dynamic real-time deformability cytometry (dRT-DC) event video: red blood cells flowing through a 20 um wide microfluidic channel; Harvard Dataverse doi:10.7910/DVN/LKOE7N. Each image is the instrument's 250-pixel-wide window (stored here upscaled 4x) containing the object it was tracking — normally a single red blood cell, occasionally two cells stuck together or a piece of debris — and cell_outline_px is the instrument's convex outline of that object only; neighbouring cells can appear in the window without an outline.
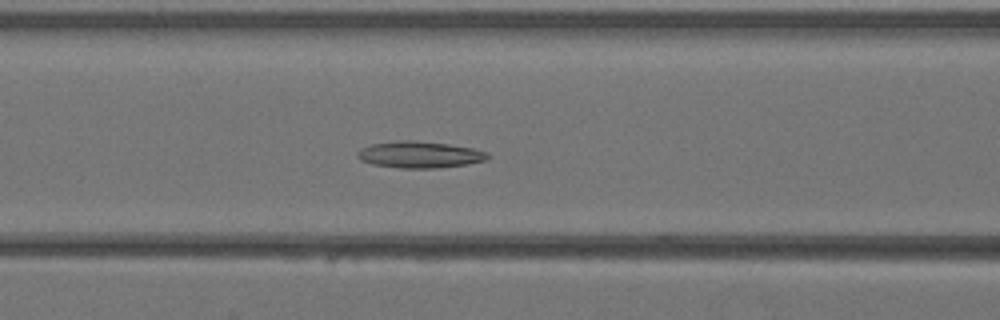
{"species": "Egyptian fruit bat (a non-hibernating species)", "species_latin": "Rousettus aegyptiacus", "temperature_condition": "warm", "stored_images_in_passage": 41, "camera_frame_rate_fps": 3000, "um_per_image_px": 0.085, "animal": {"sex": "female"}, "frame": {"image": 1, "passage_image": 17, "time_ms": 5.333, "image_size_px": [1000, 320], "cell_outline_px": [[492, 156], [488, 160], [468, 164], [436, 168], [400, 168], [372, 164], [360, 160], [356, 156], [356, 152], [360, 148], [372, 144], [400, 140], [412, 140], [448, 144], [472, 148], [488, 152]], "centroid_in_image_um": [35.68, 13.15], "position_along_channel_um": 130.9, "area_um2": 20.35}}
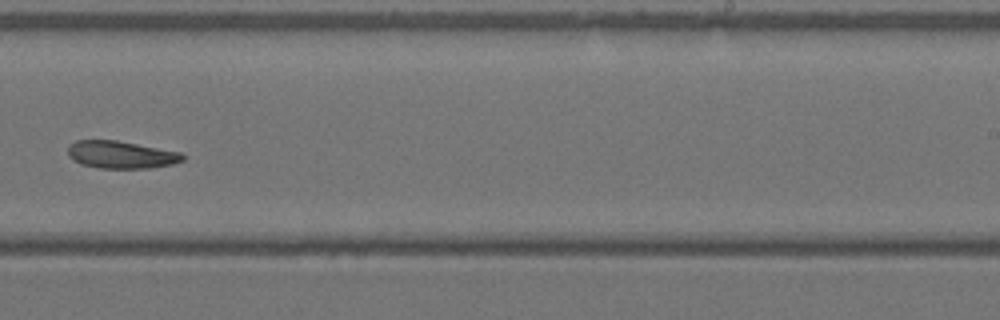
{"frame": {"image": 2, "passage_image": 26, "time_ms": 8.333, "image_size_px": [1000, 320], "cell_outline_px": [[184, 160], [172, 164], [152, 168], [100, 168], [80, 164], [72, 160], [68, 156], [68, 144], [76, 140], [116, 140], [180, 152], [184, 156]], "centroid_in_image_um": [10.25, 13.15], "position_along_channel_um": 278.8, "area_um2": 18.44}}
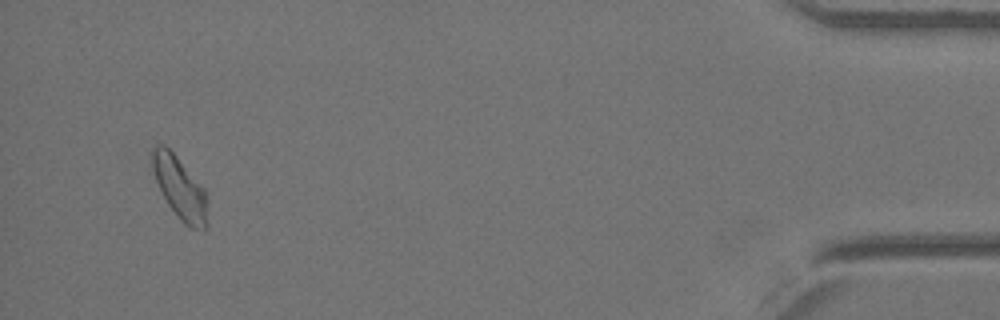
{"frame": {"image": 3, "passage_image": 39, "time_ms": 12.667, "image_size_px": [1000, 320], "cell_outline_px": [[208, 228], [204, 232], [188, 228], [180, 220], [168, 204], [156, 180], [152, 168], [152, 148], [156, 144], [164, 144], [176, 156], [204, 188], [208, 200]], "centroid_in_image_um": [15.34, 16.05], "position_along_channel_um": 419.9, "area_um2": 20.29}}